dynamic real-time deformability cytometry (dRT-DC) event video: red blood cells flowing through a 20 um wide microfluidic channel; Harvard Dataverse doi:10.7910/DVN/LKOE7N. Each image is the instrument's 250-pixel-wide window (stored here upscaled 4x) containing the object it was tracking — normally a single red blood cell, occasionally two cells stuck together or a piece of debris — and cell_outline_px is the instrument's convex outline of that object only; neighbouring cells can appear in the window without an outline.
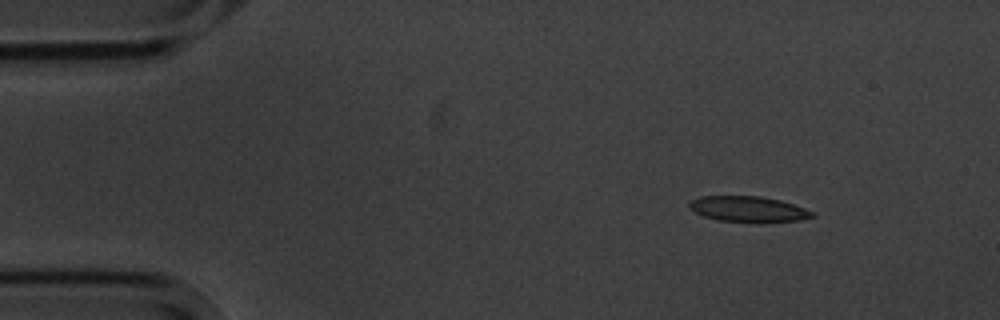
{"species": "common noctule bat (a hibernating species)", "species_latin": "Nyctalus noctula", "temperature_condition": "cold", "stored_images_in_passage": 8, "camera_frame_rate_fps": 3000, "um_per_image_px": 0.085, "animal": {"sex": "male", "body_mass_g": 20.1, "forearm_length_mm": 53.5}, "frame": {"image": 1, "passage_image": 1, "time_ms": 0.0, "image_size_px": [1000, 320], "cell_outline_px": [[816, 216], [800, 220], [764, 224], [760, 224], [720, 220], [704, 216], [696, 212], [688, 204], [692, 200], [700, 196], [760, 196], [780, 200], [816, 212]], "centroid_in_image_um": [63.69, 17.8], "position_along_channel_um": 21.3, "area_um2": 18.73}}
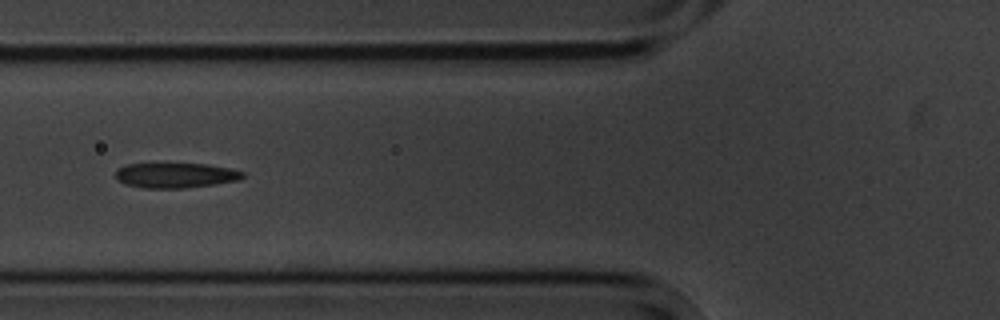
{"frame": {"image": 2, "passage_image": 5, "time_ms": 4.667, "image_size_px": [1000, 320], "cell_outline_px": [[244, 176], [240, 180], [184, 188], [144, 188], [124, 184], [116, 180], [116, 172], [120, 168], [128, 164], [208, 164], [228, 168], [244, 172]], "centroid_in_image_um": [14.91, 14.91], "position_along_channel_um": 110.9, "area_um2": 18.38}}
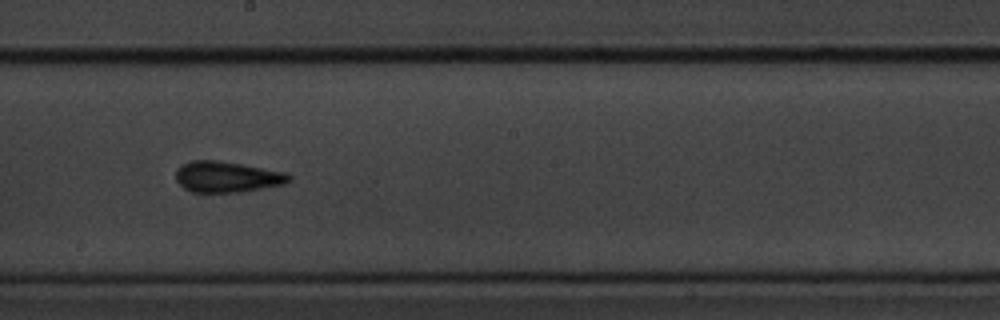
{"frame": {"image": 3, "passage_image": 8, "time_ms": 8.0, "image_size_px": [1000, 320], "cell_outline_px": [[292, 180], [284, 184], [240, 192], [192, 192], [184, 188], [176, 180], [176, 168], [180, 164], [192, 160], [216, 160], [244, 164], [288, 172], [292, 176]], "centroid_in_image_um": [19.31, 15.02], "position_along_channel_um": 228.9, "area_um2": 20.69}}